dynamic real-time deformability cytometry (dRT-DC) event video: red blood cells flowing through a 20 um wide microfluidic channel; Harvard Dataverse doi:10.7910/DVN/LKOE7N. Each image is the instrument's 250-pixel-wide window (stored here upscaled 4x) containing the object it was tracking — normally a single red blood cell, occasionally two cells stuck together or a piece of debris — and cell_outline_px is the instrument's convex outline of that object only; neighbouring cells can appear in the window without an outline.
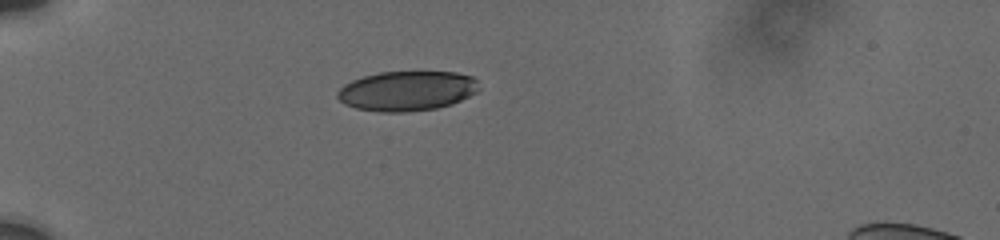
{"species": "human", "species_latin": "Homo sapiens", "temperature_condition": "cold", "stored_images_in_passage": 10, "camera_frame_rate_fps": 3000, "um_per_image_px": 0.085, "donor": {"sex": "male"}, "frame": {"image": 1, "passage_image": 1, "time_ms": 0.0, "image_size_px": [1000, 240], "cell_outline_px": [[480, 88], [476, 92], [452, 104], [436, 108], [404, 112], [380, 112], [356, 108], [344, 104], [336, 96], [336, 92], [344, 84], [352, 80], [364, 76], [380, 72], [456, 72], [472, 76], [476, 80]], "centroid_in_image_um": [34.57, 7.73], "position_along_channel_um": 50.4, "area_um2": 32.83}}
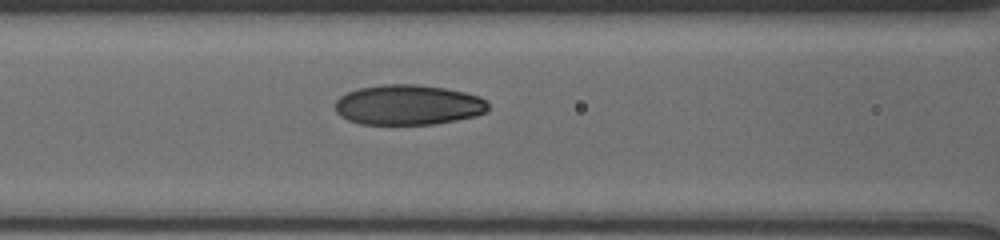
{"frame": {"image": 2, "passage_image": 6, "time_ms": 3.0, "image_size_px": [1000, 240], "cell_outline_px": [[488, 112], [476, 116], [436, 124], [360, 124], [348, 120], [340, 116], [336, 112], [336, 100], [340, 96], [348, 92], [360, 88], [384, 84], [420, 84], [448, 88], [480, 96], [488, 104]], "centroid_in_image_um": [34.72, 8.91], "position_along_channel_um": 131.9, "area_um2": 36.07}}
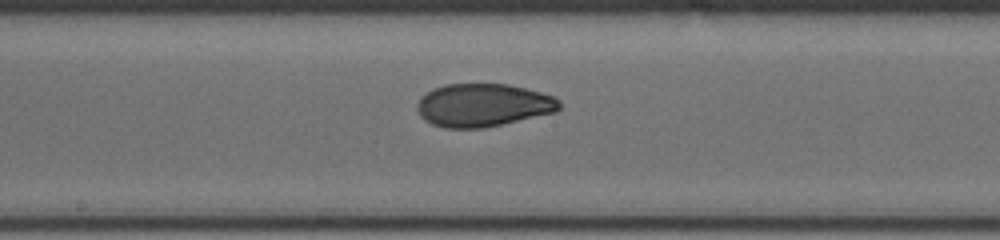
{"frame": {"image": 3, "passage_image": 9, "time_ms": 5.0, "image_size_px": [1000, 240], "cell_outline_px": [[560, 108], [556, 112], [484, 128], [444, 128], [432, 124], [424, 120], [420, 116], [416, 108], [416, 104], [420, 96], [432, 88], [444, 84], [508, 84], [556, 96], [560, 100]], "centroid_in_image_um": [41.03, 8.93], "position_along_channel_um": 207.2, "area_um2": 36.01}}